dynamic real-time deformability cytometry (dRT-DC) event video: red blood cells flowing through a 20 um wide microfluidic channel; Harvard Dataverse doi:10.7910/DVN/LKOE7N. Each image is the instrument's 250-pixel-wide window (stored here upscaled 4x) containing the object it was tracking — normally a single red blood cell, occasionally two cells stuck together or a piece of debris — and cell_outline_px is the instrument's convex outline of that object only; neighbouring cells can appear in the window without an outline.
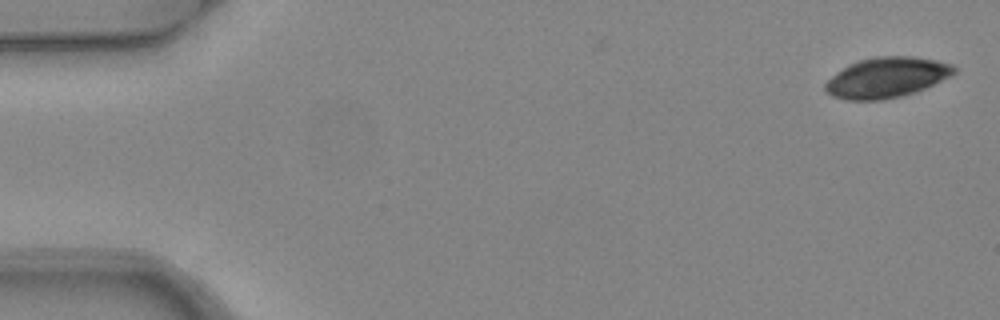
{"species": "common noctule bat (a hibernating species)", "species_latin": "Nyctalus noctula", "temperature_condition": "warm", "stored_images_in_passage": 5, "camera_frame_rate_fps": 3000, "um_per_image_px": 0.085, "animal": {"sex": "female", "body_mass_g": 24.6, "forearm_length_mm": 56.2}, "frame": {"image": 1, "passage_image": 1, "time_ms": 0.0, "image_size_px": [1000, 320], "cell_outline_px": [[956, 72], [916, 92], [900, 96], [880, 100], [848, 100], [832, 96], [824, 88], [824, 84], [836, 72], [848, 64], [860, 60], [876, 56], [912, 56], [936, 60], [952, 64], [956, 68]], "centroid_in_image_um": [75.34, 6.58], "position_along_channel_um": 9.7, "area_um2": 30.06}}